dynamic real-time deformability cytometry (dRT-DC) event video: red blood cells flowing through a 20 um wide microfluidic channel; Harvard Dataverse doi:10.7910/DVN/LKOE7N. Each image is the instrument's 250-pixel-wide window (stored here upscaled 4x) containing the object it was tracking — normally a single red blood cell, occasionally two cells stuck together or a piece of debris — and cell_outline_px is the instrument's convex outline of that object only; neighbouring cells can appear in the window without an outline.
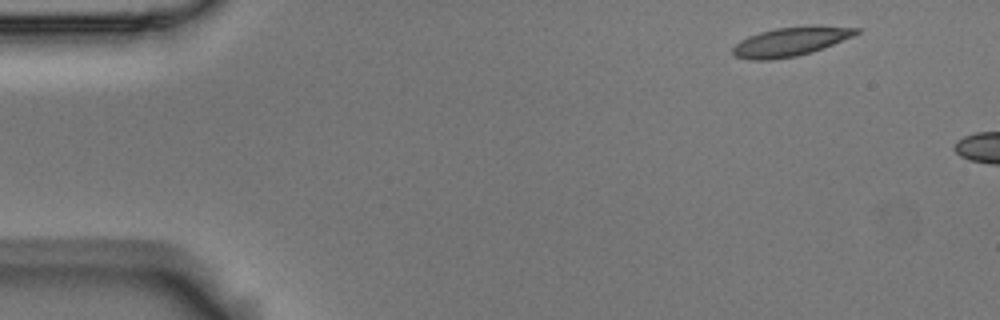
{"species": "Egyptian fruit bat (a non-hibernating species)", "species_latin": "Rousettus aegyptiacus", "temperature_condition": "room temperature", "stored_images_in_passage": 3, "camera_frame_rate_fps": 3000, "um_per_image_px": 0.085, "animal": {"sex": "male"}, "frame": {"image": 1, "passage_image": 1, "time_ms": 0.0, "image_size_px": [1000, 320], "cell_outline_px": [[860, 32], [852, 36], [812, 52], [796, 56], [772, 60], [752, 60], [736, 56], [732, 52], [732, 48], [740, 40], [748, 36], [760, 32], [776, 28], [808, 24], [816, 24], [860, 28]], "centroid_in_image_um": [67.21, 3.51], "position_along_channel_um": 17.8, "area_um2": 21.1}}